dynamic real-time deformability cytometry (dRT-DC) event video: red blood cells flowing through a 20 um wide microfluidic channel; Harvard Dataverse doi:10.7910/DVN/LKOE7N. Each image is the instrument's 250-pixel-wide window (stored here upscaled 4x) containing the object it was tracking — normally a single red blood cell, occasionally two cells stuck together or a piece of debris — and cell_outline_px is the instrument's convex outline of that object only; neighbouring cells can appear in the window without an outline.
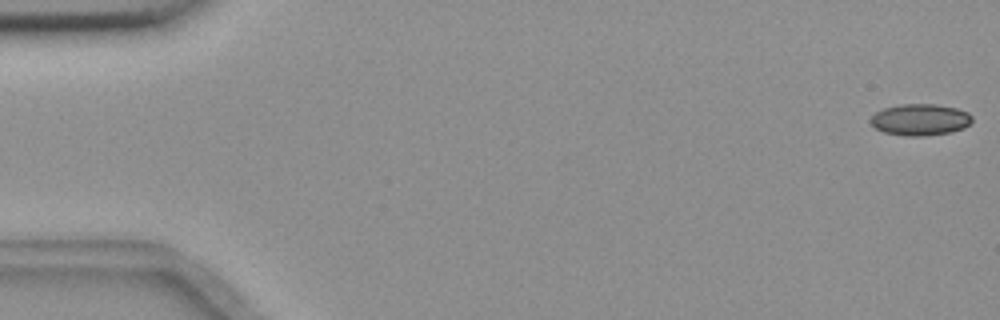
{"species": "common noctule bat (a hibernating species)", "species_latin": "Nyctalus noctula", "temperature_condition": "room temperature", "stored_images_in_passage": 56, "camera_frame_rate_fps": 3000, "um_per_image_px": 0.085, "animal": {"sex": "female", "body_mass_g": 18.4}, "frame": {"image": 1, "passage_image": 1, "time_ms": 0.0, "image_size_px": [1000, 320], "cell_outline_px": [[972, 120], [964, 128], [952, 132], [924, 136], [908, 136], [884, 132], [876, 128], [868, 120], [876, 112], [884, 108], [900, 104], [936, 104], [956, 108], [968, 112], [972, 116]], "centroid_in_image_um": [78.22, 10.17], "position_along_channel_um": 6.8, "area_um2": 18.67}}
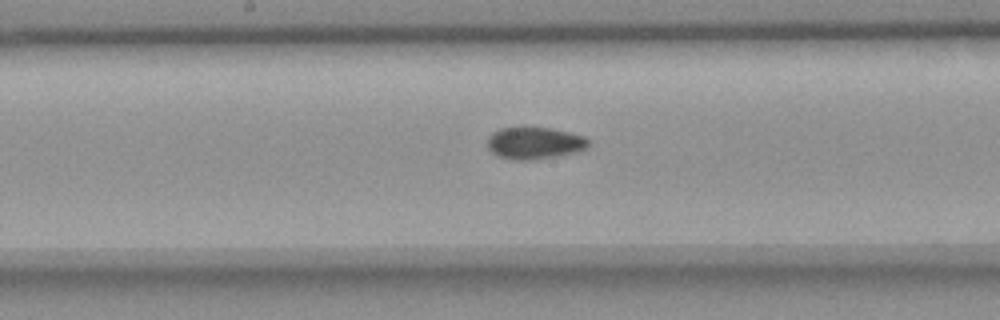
{"frame": {"image": 2, "passage_image": 29, "time_ms": 9.333, "image_size_px": [1000, 320], "cell_outline_px": [[592, 144], [576, 152], [556, 156], [532, 160], [512, 160], [496, 156], [488, 148], [488, 136], [492, 132], [500, 128], [552, 128], [572, 132], [584, 136]], "centroid_in_image_um": [45.43, 12.16], "position_along_channel_um": 202.8, "area_um2": 18.96}}
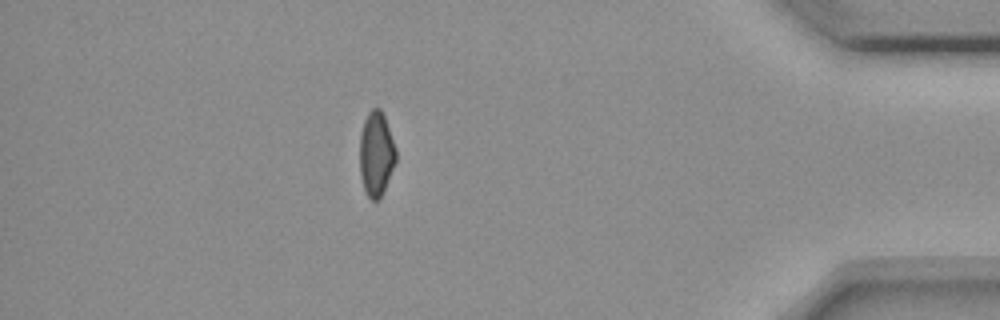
{"frame": {"image": 3, "passage_image": 49, "time_ms": 16.0, "image_size_px": [1000, 320], "cell_outline_px": [[396, 160], [380, 200], [372, 200], [368, 196], [364, 188], [360, 176], [360, 132], [364, 120], [368, 112], [372, 108], [380, 108], [384, 116], [396, 148]], "centroid_in_image_um": [31.97, 13.07], "position_along_channel_um": 403.2, "area_um2": 17.8}, "authors_computed_cell_mechanics": {"area_um2": 18.5538, "velocity_mm_per_s": 3.6693, "shape_relaxation_time_tau1_ms": null, "shape_relaxation_time_tau2_ms": 3.1328, "deformation_change_tau1": null, "deformation_change_tau2": 0.0641}}